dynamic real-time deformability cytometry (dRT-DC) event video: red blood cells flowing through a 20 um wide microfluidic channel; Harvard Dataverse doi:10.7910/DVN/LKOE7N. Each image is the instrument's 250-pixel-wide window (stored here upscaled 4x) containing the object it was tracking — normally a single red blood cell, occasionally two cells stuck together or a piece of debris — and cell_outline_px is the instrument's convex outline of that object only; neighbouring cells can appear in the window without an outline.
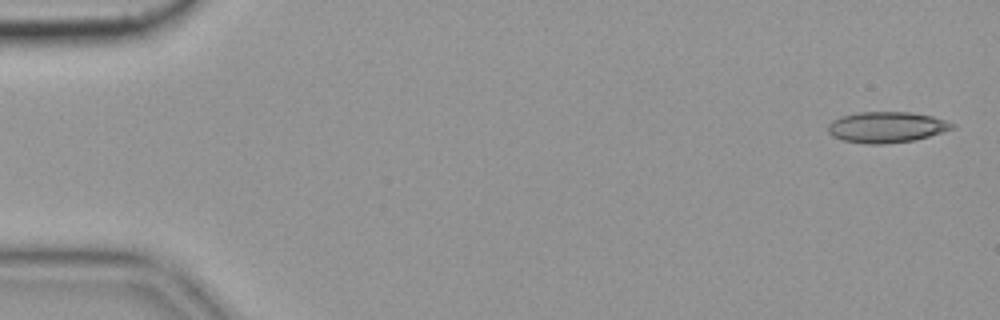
{"species": "common noctule bat (a hibernating species)", "species_latin": "Nyctalus noctula", "temperature_condition": "cold", "stored_images_in_passage": 57, "camera_frame_rate_fps": 3000, "um_per_image_px": 0.085, "animal": {"sex": "female", "body_mass_g": 19.9}, "frame": {"image": 1, "passage_image": 2, "time_ms": 0.333, "image_size_px": [1000, 320], "cell_outline_px": [[956, 128], [944, 132], [916, 140], [884, 144], [864, 144], [840, 140], [832, 136], [828, 132], [828, 124], [832, 120], [840, 116], [856, 112], [912, 112], [932, 116], [956, 124]], "centroid_in_image_um": [75.35, 10.81], "position_along_channel_um": 9.6, "area_um2": 22.77}}
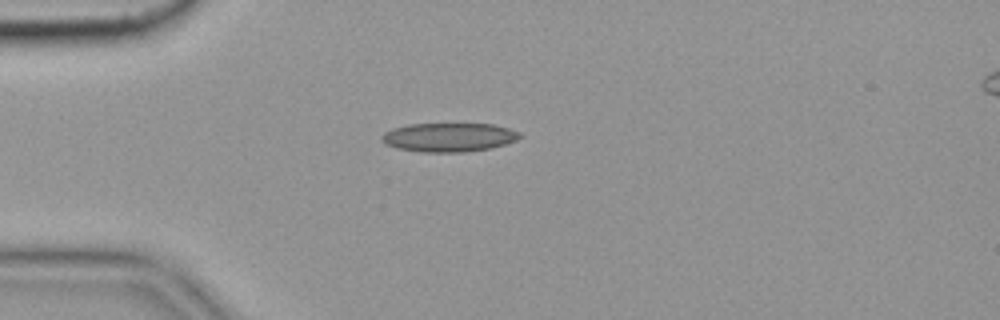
{"frame": {"image": 2, "passage_image": 15, "time_ms": 4.667, "image_size_px": [1000, 320], "cell_outline_px": [[524, 136], [516, 140], [492, 148], [464, 152], [420, 152], [396, 148], [384, 144], [380, 140], [380, 136], [384, 132], [392, 128], [408, 124], [492, 124], [508, 128], [520, 132]], "centroid_in_image_um": [38.12, 11.67], "position_along_channel_um": 46.9, "area_um2": 23.47}}
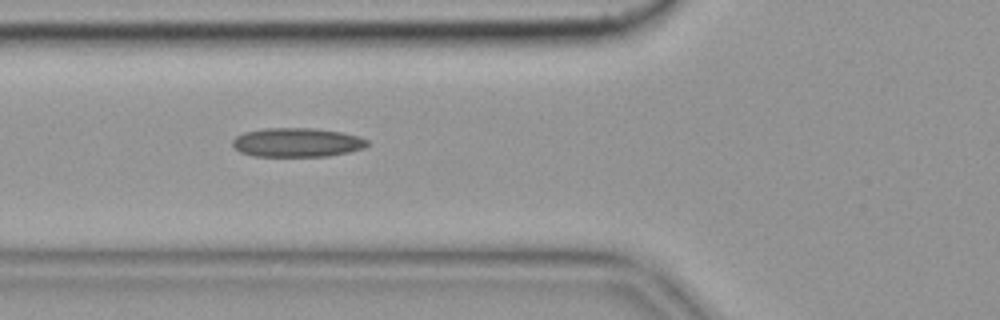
{"frame": {"image": 3, "passage_image": 21, "time_ms": 6.667, "image_size_px": [1000, 320], "cell_outline_px": [[368, 144], [364, 148], [348, 152], [328, 156], [252, 156], [240, 152], [232, 144], [232, 140], [236, 136], [244, 132], [264, 128], [312, 128], [340, 132], [360, 136], [368, 140]], "centroid_in_image_um": [25.24, 12.1], "position_along_channel_um": 100.6, "area_um2": 22.83}}